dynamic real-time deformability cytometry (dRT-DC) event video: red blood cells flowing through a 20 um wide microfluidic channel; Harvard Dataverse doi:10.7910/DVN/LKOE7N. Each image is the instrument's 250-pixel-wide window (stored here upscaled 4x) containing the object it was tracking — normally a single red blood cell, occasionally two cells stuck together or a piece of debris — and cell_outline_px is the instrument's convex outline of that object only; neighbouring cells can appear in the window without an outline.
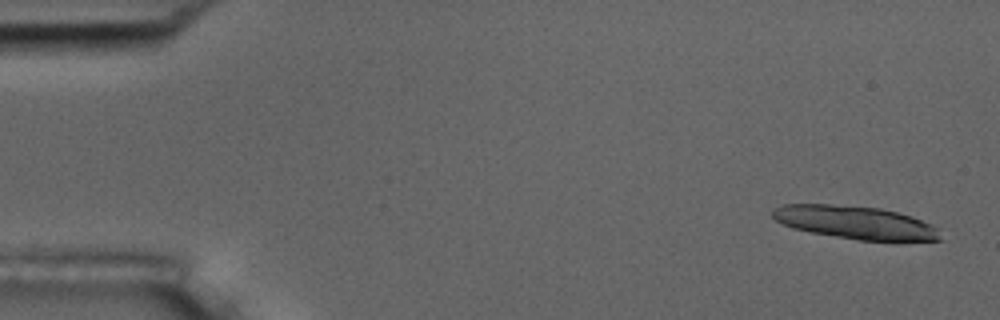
{"species": "common noctule bat (a hibernating species)", "species_latin": "Nyctalus noctula", "temperature_condition": "room temperature", "stored_images_in_passage": 15, "camera_frame_rate_fps": 3000, "um_per_image_px": 0.085, "animal": {"sex": "male", "body_mass_g": 17.5, "forearm_length_mm": 52.3}, "frame": {"image": 1, "passage_image": 2, "time_ms": 0.333, "image_size_px": [1000, 320], "cell_outline_px": [[944, 240], [896, 244], [860, 240], [812, 232], [792, 228], [776, 220], [772, 216], [772, 208], [780, 204], [832, 204], [880, 208], [912, 216], [932, 224], [936, 228]], "centroid_in_image_um": [72.82, 18.95], "position_along_channel_um": 12.2, "area_um2": 33.29}}